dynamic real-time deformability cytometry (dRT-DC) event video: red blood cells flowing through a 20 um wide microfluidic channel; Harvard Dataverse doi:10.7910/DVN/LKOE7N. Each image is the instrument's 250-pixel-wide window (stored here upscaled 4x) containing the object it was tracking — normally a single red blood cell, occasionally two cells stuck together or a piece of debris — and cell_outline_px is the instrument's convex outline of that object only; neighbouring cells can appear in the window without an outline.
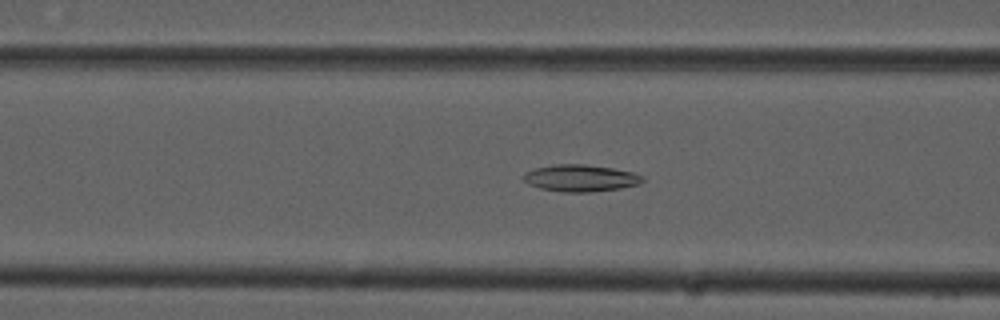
{"species": "common noctule bat (a hibernating species)", "species_latin": "Nyctalus noctula", "temperature_condition": "cold", "stored_images_in_passage": 33, "camera_frame_rate_fps": 3000, "um_per_image_px": 0.085, "animal": {"sex": "male", "forearm_length_mm": 52.5}, "frame": {"image": 1, "passage_image": 12, "time_ms": 3.667, "image_size_px": [1000, 320], "cell_outline_px": [[644, 180], [636, 184], [620, 188], [592, 192], [560, 192], [540, 188], [528, 184], [520, 176], [524, 172], [536, 168], [556, 164], [584, 164], [612, 168], [632, 172], [644, 176]], "centroid_in_image_um": [49.29, 15.14], "position_along_channel_um": 117.3, "area_um2": 18.67}}
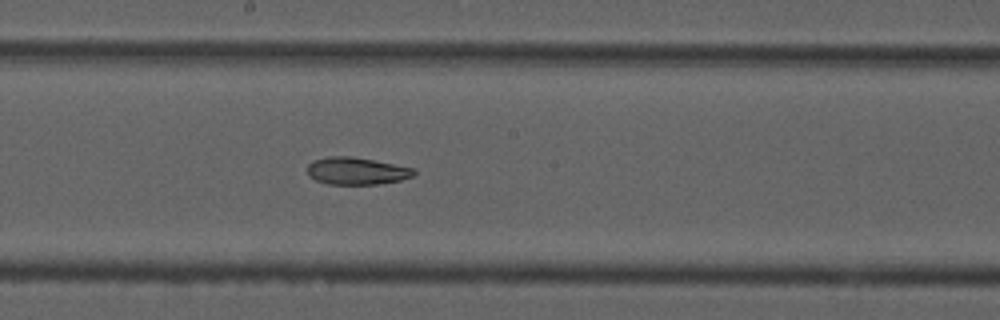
{"frame": {"image": 2, "passage_image": 20, "time_ms": 6.333, "image_size_px": [1000, 320], "cell_outline_px": [[416, 172], [412, 176], [400, 180], [376, 184], [328, 184], [316, 180], [308, 176], [308, 164], [312, 160], [328, 156], [352, 156], [416, 168]], "centroid_in_image_um": [30.29, 14.52], "position_along_channel_um": 217.9, "area_um2": 16.99}}
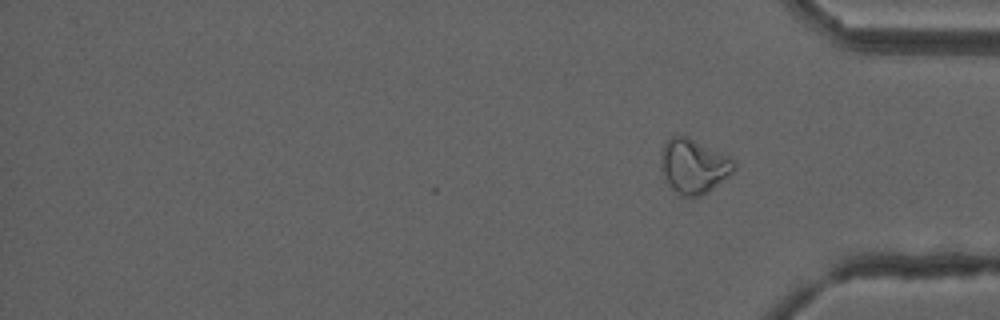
{"frame": {"image": 3, "passage_image": 33, "time_ms": 10.667, "image_size_px": [1000, 320], "cell_outline_px": [[736, 168], [732, 172], [704, 196], [680, 196], [668, 184], [660, 168], [660, 152], [664, 144], [672, 136], [688, 136], [736, 160]], "centroid_in_image_um": [58.95, 14.12], "position_along_channel_um": 376.3, "area_um2": 23.35}, "authors_computed_cell_mechanics": {"area_um2": 18.1492, "velocity_mm_per_s": 3.7763, "shape_relaxation_time_tau1_ms": null, "shape_relaxation_time_tau2_ms": 9.5254, "deformation_change_tau1": null, "deformation_change_tau2": 0.1777}}